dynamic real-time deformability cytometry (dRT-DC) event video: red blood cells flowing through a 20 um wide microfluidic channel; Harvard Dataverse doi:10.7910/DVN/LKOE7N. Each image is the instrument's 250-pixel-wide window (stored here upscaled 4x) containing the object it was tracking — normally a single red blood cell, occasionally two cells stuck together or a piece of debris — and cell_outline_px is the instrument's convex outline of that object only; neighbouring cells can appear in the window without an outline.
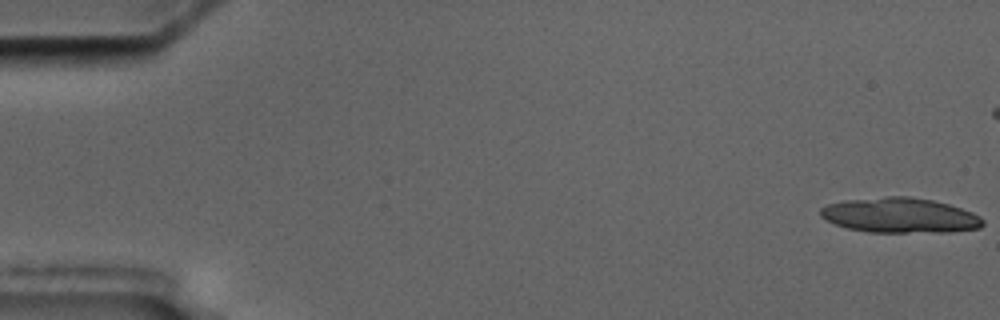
{"species": "common noctule bat (a hibernating species)", "species_latin": "Nyctalus noctula", "temperature_condition": "cold", "stored_images_in_passage": 6, "camera_frame_rate_fps": 3000, "um_per_image_px": 0.085, "animal": {"sex": "male", "body_mass_g": 17.5, "forearm_length_mm": 52.3}, "frame": {"image": 1, "passage_image": 1, "time_ms": 0.0, "image_size_px": [1000, 320], "cell_outline_px": [[984, 224], [980, 228], [952, 232], [868, 232], [848, 228], [824, 220], [820, 216], [820, 208], [828, 204], [848, 200], [888, 196], [908, 196], [932, 200], [948, 204], [972, 212], [980, 216], [984, 220]], "centroid_in_image_um": [76.51, 18.31], "position_along_channel_um": 8.5, "area_um2": 33.18}}